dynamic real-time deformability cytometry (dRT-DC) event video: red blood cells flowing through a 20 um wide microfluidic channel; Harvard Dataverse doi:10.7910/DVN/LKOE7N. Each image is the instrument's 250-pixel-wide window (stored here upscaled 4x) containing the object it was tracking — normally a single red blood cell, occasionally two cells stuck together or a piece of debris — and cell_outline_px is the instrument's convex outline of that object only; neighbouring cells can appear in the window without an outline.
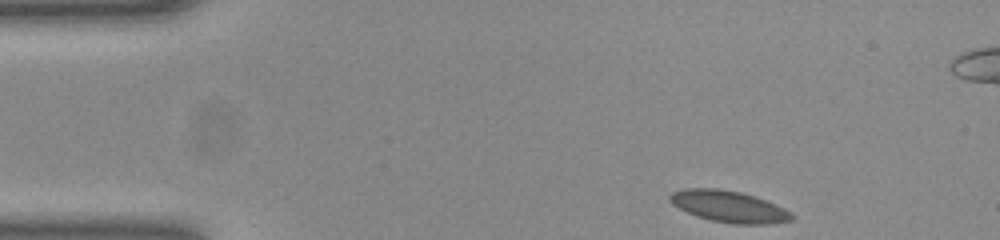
{"species": "common noctule bat (a hibernating species)", "species_latin": "Nyctalus noctula", "temperature_condition": "room temperature", "stored_images_in_passage": 48, "camera_frame_rate_fps": 3000, "um_per_image_px": 0.085, "animal": {"sex": "female", "body_mass_g": 23.0, "forearm_length_mm": 53.4}, "frame": {"image": 1, "passage_image": 1, "time_ms": 0.0, "image_size_px": [1000, 240], "cell_outline_px": [[792, 220], [764, 224], [736, 224], [712, 220], [696, 216], [672, 204], [668, 200], [668, 196], [672, 192], [684, 188], [716, 188], [740, 192], [776, 204], [792, 212]], "centroid_in_image_um": [61.92, 17.54], "position_along_channel_um": 23.1, "area_um2": 22.14}}
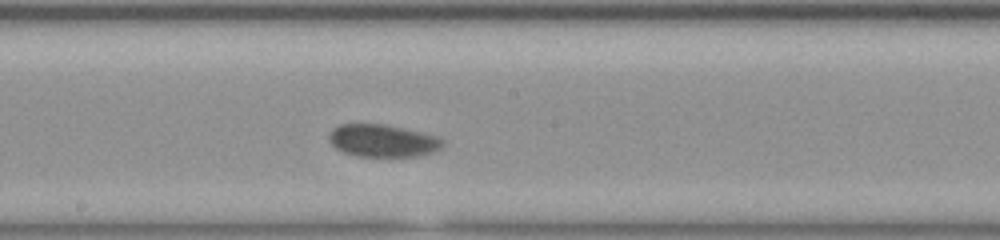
{"frame": {"image": 2, "passage_image": 22, "time_ms": 7.0, "image_size_px": [1000, 240], "cell_outline_px": [[444, 144], [440, 148], [432, 152], [420, 156], [356, 156], [344, 152], [336, 148], [328, 140], [328, 136], [332, 128], [340, 124], [384, 124], [440, 136], [444, 140]], "centroid_in_image_um": [32.53, 11.95], "position_along_channel_um": 215.7, "area_um2": 21.62}}
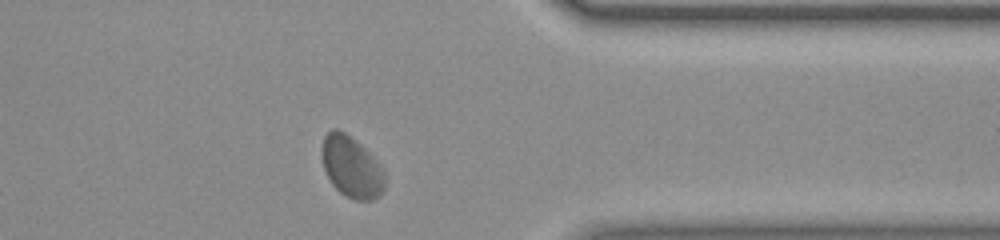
{"frame": {"image": 3, "passage_image": 36, "time_ms": 11.667, "image_size_px": [1000, 240], "cell_outline_px": [[384, 188], [380, 196], [372, 200], [352, 200], [340, 192], [332, 184], [324, 168], [320, 148], [324, 136], [332, 128], [336, 128], [344, 132], [356, 140], [372, 156], [384, 172]], "centroid_in_image_um": [29.85, 14.19], "position_along_channel_um": 381.5, "area_um2": 22.43}, "authors_computed_cell_mechanics": {"area_um2": 21.6461, "velocity_mm_per_s": 3.815, "shape_relaxation_time_tau1_ms": 9.8038, "shape_relaxation_time_tau2_ms": null, "deformation_change_tau1": 0.0788, "deformation_change_tau2": null}}